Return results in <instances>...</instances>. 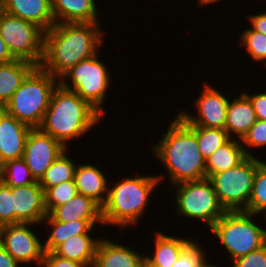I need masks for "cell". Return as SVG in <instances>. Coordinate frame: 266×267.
<instances>
[{
  "label": "cell",
  "instance_id": "6da1fadb",
  "mask_svg": "<svg viewBox=\"0 0 266 267\" xmlns=\"http://www.w3.org/2000/svg\"><path fill=\"white\" fill-rule=\"evenodd\" d=\"M99 22L56 23L44 33L40 67L58 80L80 61L97 54L104 41Z\"/></svg>",
  "mask_w": 266,
  "mask_h": 267
},
{
  "label": "cell",
  "instance_id": "7a4b0ae2",
  "mask_svg": "<svg viewBox=\"0 0 266 267\" xmlns=\"http://www.w3.org/2000/svg\"><path fill=\"white\" fill-rule=\"evenodd\" d=\"M168 127L151 149L167 168L171 185L206 178V159L199 150L195 131L178 114Z\"/></svg>",
  "mask_w": 266,
  "mask_h": 267
},
{
  "label": "cell",
  "instance_id": "3957f363",
  "mask_svg": "<svg viewBox=\"0 0 266 267\" xmlns=\"http://www.w3.org/2000/svg\"><path fill=\"white\" fill-rule=\"evenodd\" d=\"M103 116L77 93L60 83L54 88L49 107L39 127L68 149V141L84 136Z\"/></svg>",
  "mask_w": 266,
  "mask_h": 267
},
{
  "label": "cell",
  "instance_id": "277c9868",
  "mask_svg": "<svg viewBox=\"0 0 266 267\" xmlns=\"http://www.w3.org/2000/svg\"><path fill=\"white\" fill-rule=\"evenodd\" d=\"M163 176L123 177L116 185H109L107 200L102 206L103 224L118 226L122 230L139 223L152 192L165 178Z\"/></svg>",
  "mask_w": 266,
  "mask_h": 267
},
{
  "label": "cell",
  "instance_id": "5b68a950",
  "mask_svg": "<svg viewBox=\"0 0 266 267\" xmlns=\"http://www.w3.org/2000/svg\"><path fill=\"white\" fill-rule=\"evenodd\" d=\"M59 80L41 67H36L15 91L3 109L18 121L39 128Z\"/></svg>",
  "mask_w": 266,
  "mask_h": 267
},
{
  "label": "cell",
  "instance_id": "8992f818",
  "mask_svg": "<svg viewBox=\"0 0 266 267\" xmlns=\"http://www.w3.org/2000/svg\"><path fill=\"white\" fill-rule=\"evenodd\" d=\"M254 217L257 215L245 211H226L210 228L232 261L266 244V229L254 223Z\"/></svg>",
  "mask_w": 266,
  "mask_h": 267
},
{
  "label": "cell",
  "instance_id": "52a82bcc",
  "mask_svg": "<svg viewBox=\"0 0 266 267\" xmlns=\"http://www.w3.org/2000/svg\"><path fill=\"white\" fill-rule=\"evenodd\" d=\"M98 56L100 55L97 53L80 61L60 78L59 83L77 93L104 116L106 111L102 105L111 80L106 64ZM66 79L71 80V84Z\"/></svg>",
  "mask_w": 266,
  "mask_h": 267
},
{
  "label": "cell",
  "instance_id": "ba28073f",
  "mask_svg": "<svg viewBox=\"0 0 266 267\" xmlns=\"http://www.w3.org/2000/svg\"><path fill=\"white\" fill-rule=\"evenodd\" d=\"M260 162L253 154V156H247L237 166L213 174L209 178L218 201L225 211L246 210Z\"/></svg>",
  "mask_w": 266,
  "mask_h": 267
},
{
  "label": "cell",
  "instance_id": "9c48e42d",
  "mask_svg": "<svg viewBox=\"0 0 266 267\" xmlns=\"http://www.w3.org/2000/svg\"><path fill=\"white\" fill-rule=\"evenodd\" d=\"M176 212L181 216L202 220L210 228L226 212L220 205L209 178L175 184Z\"/></svg>",
  "mask_w": 266,
  "mask_h": 267
},
{
  "label": "cell",
  "instance_id": "30bf717a",
  "mask_svg": "<svg viewBox=\"0 0 266 267\" xmlns=\"http://www.w3.org/2000/svg\"><path fill=\"white\" fill-rule=\"evenodd\" d=\"M44 33L31 22L0 11V35L14 59L40 67L44 57Z\"/></svg>",
  "mask_w": 266,
  "mask_h": 267
},
{
  "label": "cell",
  "instance_id": "8fae6325",
  "mask_svg": "<svg viewBox=\"0 0 266 267\" xmlns=\"http://www.w3.org/2000/svg\"><path fill=\"white\" fill-rule=\"evenodd\" d=\"M34 223L7 224L0 227V244L20 264L35 263L42 267L44 258L43 243L29 229ZM30 226V227H29Z\"/></svg>",
  "mask_w": 266,
  "mask_h": 267
},
{
  "label": "cell",
  "instance_id": "7c38bea8",
  "mask_svg": "<svg viewBox=\"0 0 266 267\" xmlns=\"http://www.w3.org/2000/svg\"><path fill=\"white\" fill-rule=\"evenodd\" d=\"M200 96L195 100L198 115L179 111L178 115L188 124L207 128L224 129L230 99L204 82Z\"/></svg>",
  "mask_w": 266,
  "mask_h": 267
},
{
  "label": "cell",
  "instance_id": "4fadbf2b",
  "mask_svg": "<svg viewBox=\"0 0 266 267\" xmlns=\"http://www.w3.org/2000/svg\"><path fill=\"white\" fill-rule=\"evenodd\" d=\"M66 149L51 135L40 128H32L26 140L23 159L35 181H39L44 172Z\"/></svg>",
  "mask_w": 266,
  "mask_h": 267
},
{
  "label": "cell",
  "instance_id": "5bb4252c",
  "mask_svg": "<svg viewBox=\"0 0 266 267\" xmlns=\"http://www.w3.org/2000/svg\"><path fill=\"white\" fill-rule=\"evenodd\" d=\"M14 224H42L48 215L45 208L44 189L36 181L33 184L12 187Z\"/></svg>",
  "mask_w": 266,
  "mask_h": 267
},
{
  "label": "cell",
  "instance_id": "9a60e30c",
  "mask_svg": "<svg viewBox=\"0 0 266 267\" xmlns=\"http://www.w3.org/2000/svg\"><path fill=\"white\" fill-rule=\"evenodd\" d=\"M31 129L0 108V166L23 157Z\"/></svg>",
  "mask_w": 266,
  "mask_h": 267
},
{
  "label": "cell",
  "instance_id": "2e32d148",
  "mask_svg": "<svg viewBox=\"0 0 266 267\" xmlns=\"http://www.w3.org/2000/svg\"><path fill=\"white\" fill-rule=\"evenodd\" d=\"M2 10L37 25L44 32L56 24L51 0H2Z\"/></svg>",
  "mask_w": 266,
  "mask_h": 267
},
{
  "label": "cell",
  "instance_id": "e0dca14e",
  "mask_svg": "<svg viewBox=\"0 0 266 267\" xmlns=\"http://www.w3.org/2000/svg\"><path fill=\"white\" fill-rule=\"evenodd\" d=\"M144 254L109 239H100L92 267H143Z\"/></svg>",
  "mask_w": 266,
  "mask_h": 267
},
{
  "label": "cell",
  "instance_id": "ac0fdd59",
  "mask_svg": "<svg viewBox=\"0 0 266 267\" xmlns=\"http://www.w3.org/2000/svg\"><path fill=\"white\" fill-rule=\"evenodd\" d=\"M95 0H51L55 23L99 22Z\"/></svg>",
  "mask_w": 266,
  "mask_h": 267
},
{
  "label": "cell",
  "instance_id": "d6986e66",
  "mask_svg": "<svg viewBox=\"0 0 266 267\" xmlns=\"http://www.w3.org/2000/svg\"><path fill=\"white\" fill-rule=\"evenodd\" d=\"M74 182L78 194L87 196L96 201L101 207L108 196V183L105 173L93 164H77Z\"/></svg>",
  "mask_w": 266,
  "mask_h": 267
},
{
  "label": "cell",
  "instance_id": "ffe728a7",
  "mask_svg": "<svg viewBox=\"0 0 266 267\" xmlns=\"http://www.w3.org/2000/svg\"><path fill=\"white\" fill-rule=\"evenodd\" d=\"M257 120L250 99L242 92L238 98L229 101L224 129L230 138H233L234 134L236 139L242 140Z\"/></svg>",
  "mask_w": 266,
  "mask_h": 267
},
{
  "label": "cell",
  "instance_id": "44dd1931",
  "mask_svg": "<svg viewBox=\"0 0 266 267\" xmlns=\"http://www.w3.org/2000/svg\"><path fill=\"white\" fill-rule=\"evenodd\" d=\"M42 222L48 224V227H51L52 229L43 244L45 252H53L61 243L74 235H89L92 233L91 231L95 228L96 224H103L102 220H75L72 222H61L54 220L49 214Z\"/></svg>",
  "mask_w": 266,
  "mask_h": 267
},
{
  "label": "cell",
  "instance_id": "7402d4cb",
  "mask_svg": "<svg viewBox=\"0 0 266 267\" xmlns=\"http://www.w3.org/2000/svg\"><path fill=\"white\" fill-rule=\"evenodd\" d=\"M154 235V253L152 256H144L147 267H172L183 249L191 242V239L174 237L163 232Z\"/></svg>",
  "mask_w": 266,
  "mask_h": 267
},
{
  "label": "cell",
  "instance_id": "603a6c76",
  "mask_svg": "<svg viewBox=\"0 0 266 267\" xmlns=\"http://www.w3.org/2000/svg\"><path fill=\"white\" fill-rule=\"evenodd\" d=\"M49 215L61 222L102 220V207L92 198L77 194L67 203L55 207Z\"/></svg>",
  "mask_w": 266,
  "mask_h": 267
},
{
  "label": "cell",
  "instance_id": "cb8c5ba5",
  "mask_svg": "<svg viewBox=\"0 0 266 267\" xmlns=\"http://www.w3.org/2000/svg\"><path fill=\"white\" fill-rule=\"evenodd\" d=\"M36 67L33 63L20 59L0 64V108H3L11 99L15 91Z\"/></svg>",
  "mask_w": 266,
  "mask_h": 267
},
{
  "label": "cell",
  "instance_id": "d4e9b609",
  "mask_svg": "<svg viewBox=\"0 0 266 267\" xmlns=\"http://www.w3.org/2000/svg\"><path fill=\"white\" fill-rule=\"evenodd\" d=\"M99 240L100 238H96V236L92 238L90 235H74L61 243L53 253L92 267Z\"/></svg>",
  "mask_w": 266,
  "mask_h": 267
},
{
  "label": "cell",
  "instance_id": "484cf974",
  "mask_svg": "<svg viewBox=\"0 0 266 267\" xmlns=\"http://www.w3.org/2000/svg\"><path fill=\"white\" fill-rule=\"evenodd\" d=\"M233 139L231 138L206 159V178L237 166L247 157L241 140Z\"/></svg>",
  "mask_w": 266,
  "mask_h": 267
},
{
  "label": "cell",
  "instance_id": "4316f807",
  "mask_svg": "<svg viewBox=\"0 0 266 267\" xmlns=\"http://www.w3.org/2000/svg\"><path fill=\"white\" fill-rule=\"evenodd\" d=\"M76 166L77 163L75 164V162L68 157L65 150L44 172L38 183L45 192L50 187L57 186L65 181L74 180Z\"/></svg>",
  "mask_w": 266,
  "mask_h": 267
},
{
  "label": "cell",
  "instance_id": "83f0119b",
  "mask_svg": "<svg viewBox=\"0 0 266 267\" xmlns=\"http://www.w3.org/2000/svg\"><path fill=\"white\" fill-rule=\"evenodd\" d=\"M0 180L9 187H20L35 183L23 158L7 161L0 166Z\"/></svg>",
  "mask_w": 266,
  "mask_h": 267
},
{
  "label": "cell",
  "instance_id": "f1b7e54d",
  "mask_svg": "<svg viewBox=\"0 0 266 267\" xmlns=\"http://www.w3.org/2000/svg\"><path fill=\"white\" fill-rule=\"evenodd\" d=\"M189 126L196 133L199 150L205 159L231 139L225 129Z\"/></svg>",
  "mask_w": 266,
  "mask_h": 267
},
{
  "label": "cell",
  "instance_id": "f546056e",
  "mask_svg": "<svg viewBox=\"0 0 266 267\" xmlns=\"http://www.w3.org/2000/svg\"><path fill=\"white\" fill-rule=\"evenodd\" d=\"M245 212L262 214L266 217V162L259 163L255 175L251 197Z\"/></svg>",
  "mask_w": 266,
  "mask_h": 267
},
{
  "label": "cell",
  "instance_id": "4dcf8cb0",
  "mask_svg": "<svg viewBox=\"0 0 266 267\" xmlns=\"http://www.w3.org/2000/svg\"><path fill=\"white\" fill-rule=\"evenodd\" d=\"M78 194L74 180L65 181L50 187L44 192L45 208L49 214L55 207L67 203Z\"/></svg>",
  "mask_w": 266,
  "mask_h": 267
},
{
  "label": "cell",
  "instance_id": "1f68e13d",
  "mask_svg": "<svg viewBox=\"0 0 266 267\" xmlns=\"http://www.w3.org/2000/svg\"><path fill=\"white\" fill-rule=\"evenodd\" d=\"M240 36V46L246 48L247 53L251 55L256 62L266 63V35L250 29H246Z\"/></svg>",
  "mask_w": 266,
  "mask_h": 267
},
{
  "label": "cell",
  "instance_id": "d6a6232c",
  "mask_svg": "<svg viewBox=\"0 0 266 267\" xmlns=\"http://www.w3.org/2000/svg\"><path fill=\"white\" fill-rule=\"evenodd\" d=\"M201 244L193 240L183 249L176 263L172 267H199L207 258Z\"/></svg>",
  "mask_w": 266,
  "mask_h": 267
},
{
  "label": "cell",
  "instance_id": "836d02e7",
  "mask_svg": "<svg viewBox=\"0 0 266 267\" xmlns=\"http://www.w3.org/2000/svg\"><path fill=\"white\" fill-rule=\"evenodd\" d=\"M247 156H253L248 147L261 148L266 146V121L258 119L241 140Z\"/></svg>",
  "mask_w": 266,
  "mask_h": 267
},
{
  "label": "cell",
  "instance_id": "e575fe53",
  "mask_svg": "<svg viewBox=\"0 0 266 267\" xmlns=\"http://www.w3.org/2000/svg\"><path fill=\"white\" fill-rule=\"evenodd\" d=\"M14 224L12 187L0 180V227Z\"/></svg>",
  "mask_w": 266,
  "mask_h": 267
},
{
  "label": "cell",
  "instance_id": "d590c367",
  "mask_svg": "<svg viewBox=\"0 0 266 267\" xmlns=\"http://www.w3.org/2000/svg\"><path fill=\"white\" fill-rule=\"evenodd\" d=\"M232 267H266V244L232 261Z\"/></svg>",
  "mask_w": 266,
  "mask_h": 267
},
{
  "label": "cell",
  "instance_id": "8d00e7d4",
  "mask_svg": "<svg viewBox=\"0 0 266 267\" xmlns=\"http://www.w3.org/2000/svg\"><path fill=\"white\" fill-rule=\"evenodd\" d=\"M43 267H88L87 265L55 255L53 252H45Z\"/></svg>",
  "mask_w": 266,
  "mask_h": 267
},
{
  "label": "cell",
  "instance_id": "74e56055",
  "mask_svg": "<svg viewBox=\"0 0 266 267\" xmlns=\"http://www.w3.org/2000/svg\"><path fill=\"white\" fill-rule=\"evenodd\" d=\"M243 93L250 99L257 119L266 121V92L252 93V95L245 91Z\"/></svg>",
  "mask_w": 266,
  "mask_h": 267
},
{
  "label": "cell",
  "instance_id": "f35d334b",
  "mask_svg": "<svg viewBox=\"0 0 266 267\" xmlns=\"http://www.w3.org/2000/svg\"><path fill=\"white\" fill-rule=\"evenodd\" d=\"M247 19H249L253 30L266 35V11L265 13L259 12L258 14L250 15Z\"/></svg>",
  "mask_w": 266,
  "mask_h": 267
},
{
  "label": "cell",
  "instance_id": "ab89813d",
  "mask_svg": "<svg viewBox=\"0 0 266 267\" xmlns=\"http://www.w3.org/2000/svg\"><path fill=\"white\" fill-rule=\"evenodd\" d=\"M19 265L20 263L0 244V267H18Z\"/></svg>",
  "mask_w": 266,
  "mask_h": 267
},
{
  "label": "cell",
  "instance_id": "60d3db41",
  "mask_svg": "<svg viewBox=\"0 0 266 267\" xmlns=\"http://www.w3.org/2000/svg\"><path fill=\"white\" fill-rule=\"evenodd\" d=\"M13 60H14V58L10 54V52L6 46V43L4 42V40L2 39V37L0 35V64H5V63L11 62Z\"/></svg>",
  "mask_w": 266,
  "mask_h": 267
},
{
  "label": "cell",
  "instance_id": "b9f144b4",
  "mask_svg": "<svg viewBox=\"0 0 266 267\" xmlns=\"http://www.w3.org/2000/svg\"><path fill=\"white\" fill-rule=\"evenodd\" d=\"M221 0H198V5L200 6H206V5H211L215 4L216 2H220Z\"/></svg>",
  "mask_w": 266,
  "mask_h": 267
},
{
  "label": "cell",
  "instance_id": "7bdbcfd3",
  "mask_svg": "<svg viewBox=\"0 0 266 267\" xmlns=\"http://www.w3.org/2000/svg\"><path fill=\"white\" fill-rule=\"evenodd\" d=\"M207 258L204 259V261L201 263V265L199 267H220V266H216V265H210V263L208 264V262L206 261ZM222 267V266H221Z\"/></svg>",
  "mask_w": 266,
  "mask_h": 267
},
{
  "label": "cell",
  "instance_id": "ee69618b",
  "mask_svg": "<svg viewBox=\"0 0 266 267\" xmlns=\"http://www.w3.org/2000/svg\"><path fill=\"white\" fill-rule=\"evenodd\" d=\"M2 10V0H0V11Z\"/></svg>",
  "mask_w": 266,
  "mask_h": 267
}]
</instances>
